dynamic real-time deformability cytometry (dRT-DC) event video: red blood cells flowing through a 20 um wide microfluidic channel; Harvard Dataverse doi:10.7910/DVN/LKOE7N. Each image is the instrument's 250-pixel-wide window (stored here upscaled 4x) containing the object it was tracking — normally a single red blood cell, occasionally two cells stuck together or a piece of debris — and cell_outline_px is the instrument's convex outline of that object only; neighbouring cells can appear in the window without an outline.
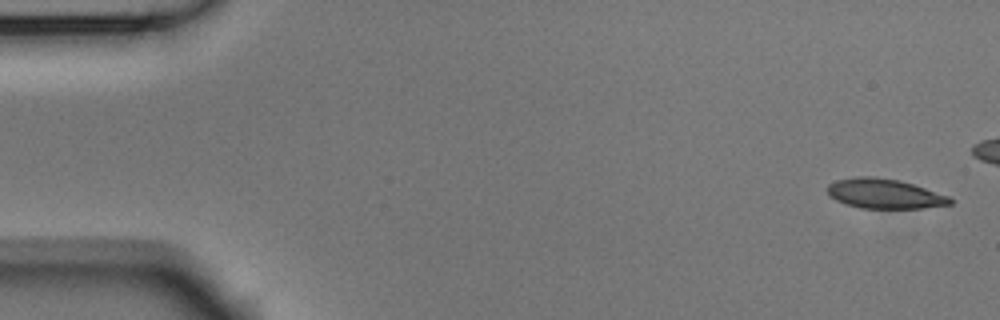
{"species": "Egyptian fruit bat (a non-hibernating species)", "species_latin": "Rousettus aegyptiacus", "temperature_condition": "room temperature", "stored_images_in_passage": 43, "camera_frame_rate_fps": 3000, "um_per_image_px": 0.085, "animal": {"sex": "male"}, "frame": {"image": 1, "passage_image": 1, "time_ms": 0.0, "image_size_px": [1000, 320], "cell_outline_px": [[952, 204], [920, 208], [860, 208], [836, 200], [828, 196], [828, 184], [836, 180], [856, 176], [872, 176], [900, 180], [948, 196], [952, 200]], "centroid_in_image_um": [75.14, 16.45], "position_along_channel_um": 9.9, "area_um2": 21.1}}
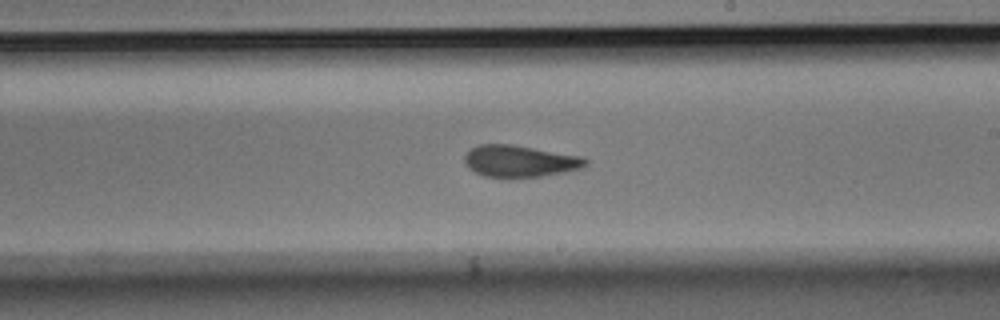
{"frame": {"image": 2, "passage_image": 30, "time_ms": 9.667, "image_size_px": [1000, 320], "cell_outline_px": [[588, 164], [584, 168], [564, 172], [540, 176], [508, 180], [504, 180], [484, 176], [468, 168], [464, 164], [464, 156], [472, 148], [480, 144], [512, 144], [584, 156], [588, 160]], "centroid_in_image_um": [44.2, 13.73], "position_along_channel_um": 244.8, "area_um2": 23.18}}
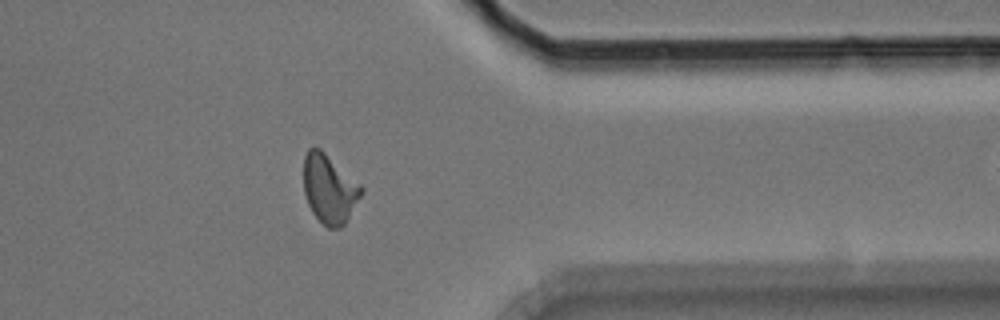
{"frame": {"image": 3, "passage_image": 42, "time_ms": 13.667, "image_size_px": [1000, 320], "cell_outline_px": [[364, 192], [344, 224], [340, 228], [328, 228], [312, 212], [308, 204], [304, 192], [304, 156], [308, 148], [320, 148], [360, 184], [364, 188]], "centroid_in_image_um": [28.0, 16.05], "position_along_channel_um": 383.4, "area_um2": 22.95}}